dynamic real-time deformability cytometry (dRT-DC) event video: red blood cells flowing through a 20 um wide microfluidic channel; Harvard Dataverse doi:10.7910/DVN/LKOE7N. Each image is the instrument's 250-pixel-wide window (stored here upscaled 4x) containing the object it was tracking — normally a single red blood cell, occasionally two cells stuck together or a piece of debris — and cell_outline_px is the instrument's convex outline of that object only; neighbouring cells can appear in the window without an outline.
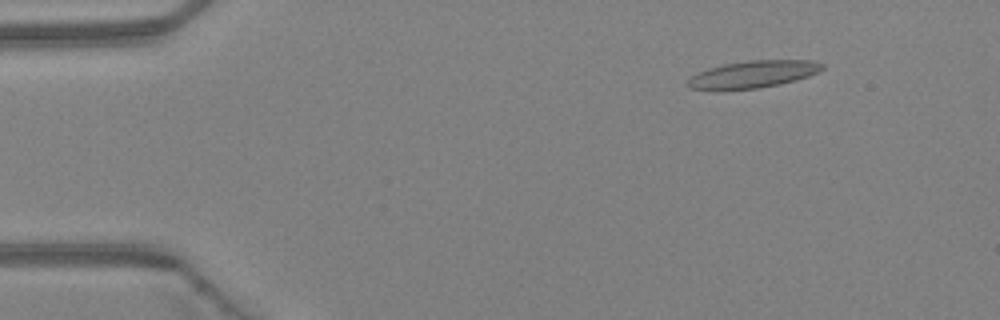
{"species": "Egyptian fruit bat (a non-hibernating species)", "species_latin": "Rousettus aegyptiacus", "temperature_condition": "warm", "stored_images_in_passage": 4, "camera_frame_rate_fps": 3000, "um_per_image_px": 0.085, "animal": {"sex": "female"}, "frame": {"image": 1, "passage_image": 2, "time_ms": 0.333, "image_size_px": [1000, 320], "cell_outline_px": [[824, 68], [820, 72], [796, 80], [780, 84], [756, 88], [688, 88], [684, 84], [696, 72], [708, 68], [724, 64], [752, 60], [812, 60], [824, 64]], "centroid_in_image_um": [64.06, 6.28], "position_along_channel_um": 20.9, "area_um2": 20.92}}
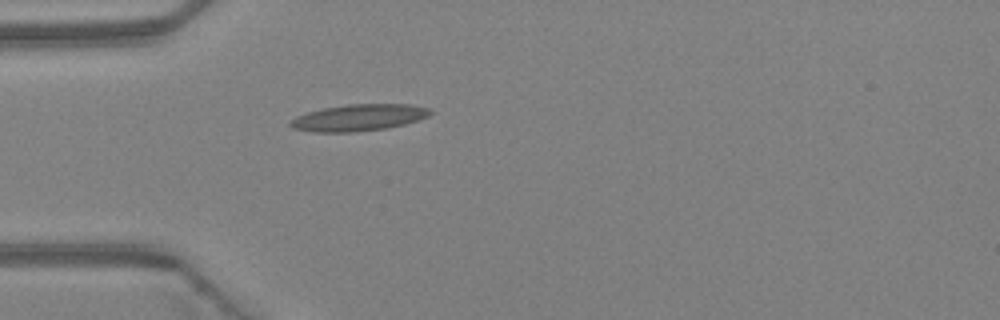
{"frame": {"image": 2, "passage_image": 4, "time_ms": 1.0, "image_size_px": [1000, 320], "cell_outline_px": [[432, 112], [428, 116], [404, 124], [384, 128], [352, 132], [312, 132], [292, 128], [288, 124], [296, 116], [308, 112], [324, 108], [348, 104], [412, 104], [428, 108]], "centroid_in_image_um": [30.46, 9.99], "position_along_channel_um": 54.5, "area_um2": 21.5}}